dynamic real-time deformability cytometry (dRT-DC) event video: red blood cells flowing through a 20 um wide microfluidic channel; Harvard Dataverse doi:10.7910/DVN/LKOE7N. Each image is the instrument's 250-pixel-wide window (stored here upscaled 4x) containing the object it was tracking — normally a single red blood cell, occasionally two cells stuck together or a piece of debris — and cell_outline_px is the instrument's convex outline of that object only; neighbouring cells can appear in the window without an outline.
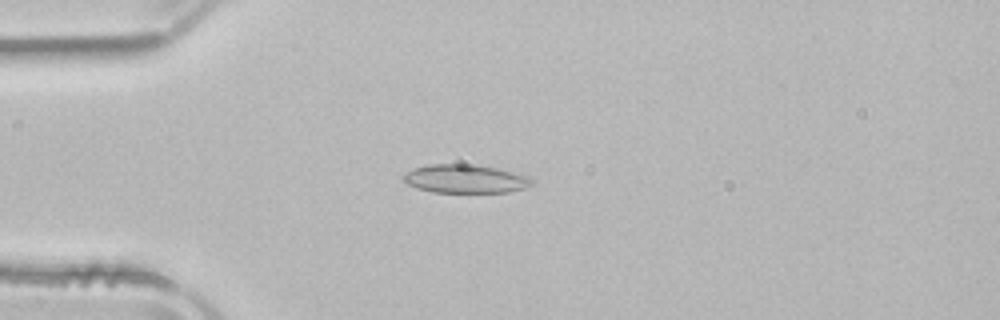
{"species": "common noctule bat (a hibernating species)", "species_latin": "Nyctalus noctula", "temperature_condition": "room temperature", "stored_images_in_passage": 50, "camera_frame_rate_fps": 3000, "um_per_image_px": 0.085, "animal": {"sex": "male", "body_mass_g": 21.5, "forearm_length_mm": 52.0}, "frame": {"image": 1, "passage_image": 12, "time_ms": 3.667, "image_size_px": [1000, 320], "cell_outline_px": [[536, 184], [524, 188], [508, 192], [432, 192], [416, 188], [408, 184], [400, 176], [416, 168], [428, 164], [464, 164], [496, 168], [528, 176], [536, 180]], "centroid_in_image_um": [39.58, 15.21], "position_along_channel_um": 45.4, "area_um2": 21.27}}
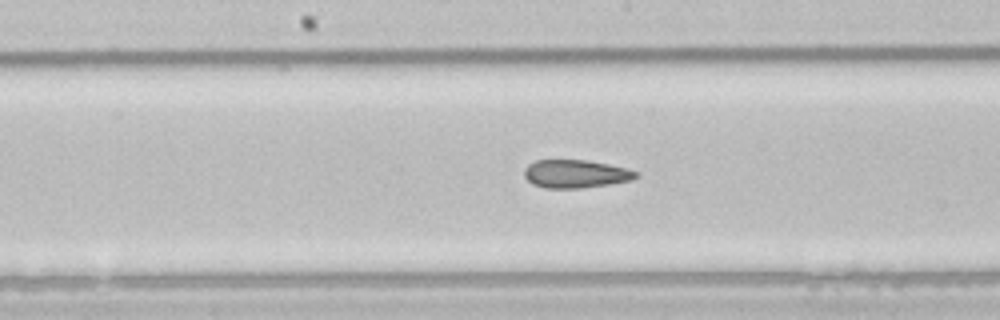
{"frame": {"image": 2, "passage_image": 25, "time_ms": 8.0, "image_size_px": [1000, 320], "cell_outline_px": [[640, 176], [632, 180], [608, 184], [580, 188], [544, 188], [532, 184], [524, 176], [524, 168], [528, 164], [536, 160], [588, 160], [628, 168], [640, 172]], "centroid_in_image_um": [48.95, 14.77], "position_along_channel_um": 199.3, "area_um2": 18.5}}
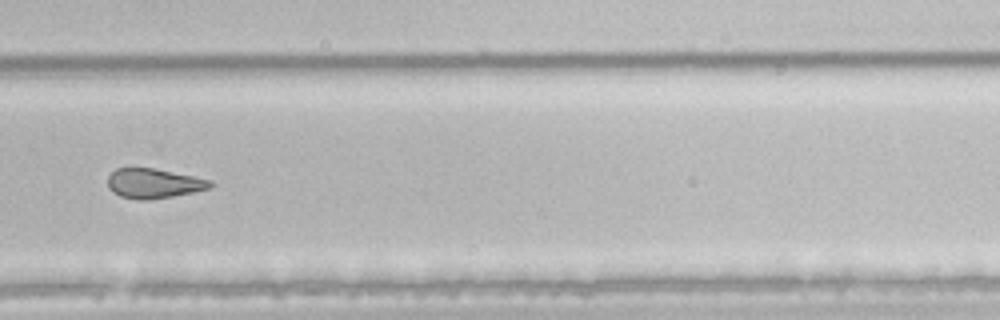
{"frame": {"image": 3, "passage_image": 34, "time_ms": 11.0, "image_size_px": [1000, 320], "cell_outline_px": [[216, 184], [212, 188], [172, 196], [148, 200], [140, 200], [120, 196], [112, 192], [108, 188], [108, 176], [116, 168], [152, 168], [212, 180]], "centroid_in_image_um": [13.08, 15.59], "position_along_channel_um": 316.7, "area_um2": 17.74}, "authors_computed_cell_mechanics": {"area_um2": 20.4612, "velocity_mm_per_s": 3.9394, "shape_relaxation_time_tau1_ms": null, "shape_relaxation_time_tau2_ms": 2.3104, "deformation_change_tau1": null, "deformation_change_tau2": 0.0857}}